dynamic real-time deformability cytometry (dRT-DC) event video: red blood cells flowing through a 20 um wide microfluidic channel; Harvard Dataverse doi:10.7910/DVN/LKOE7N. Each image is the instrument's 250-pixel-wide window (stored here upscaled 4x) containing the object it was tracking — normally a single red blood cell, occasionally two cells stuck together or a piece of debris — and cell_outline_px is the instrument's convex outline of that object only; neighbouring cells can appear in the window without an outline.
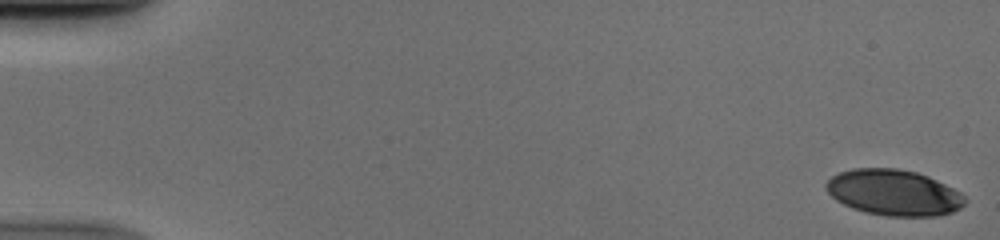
{"species": "human", "species_latin": "Homo sapiens", "temperature_condition": "cold", "stored_images_in_passage": 52, "camera_frame_rate_fps": 3000, "um_per_image_px": 0.085, "donor": {"sex": "male"}, "frame": {"image": 1, "passage_image": 1, "time_ms": 0.0, "image_size_px": [1000, 240], "cell_outline_px": [[968, 200], [960, 208], [952, 212], [936, 216], [888, 216], [864, 212], [852, 208], [836, 200], [824, 188], [824, 184], [832, 176], [840, 172], [852, 168], [896, 168], [916, 172], [928, 176], [960, 192]], "centroid_in_image_um": [75.96, 16.37], "position_along_channel_um": 9.0, "area_um2": 37.17}}
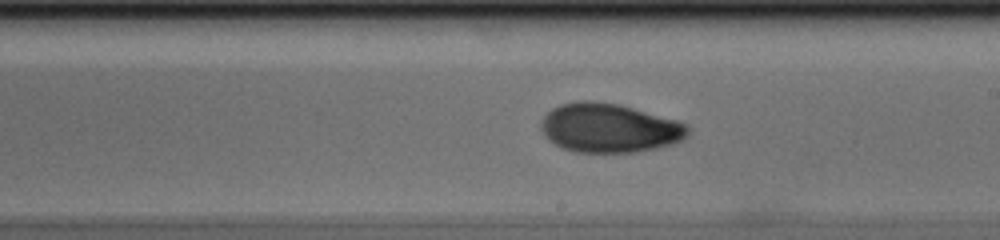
{"frame": {"image": 2, "passage_image": 31, "time_ms": 10.0, "image_size_px": [1000, 240], "cell_outline_px": [[688, 136], [684, 140], [672, 144], [656, 148], [636, 152], [576, 152], [564, 148], [548, 140], [544, 136], [540, 128], [540, 120], [552, 108], [560, 104], [580, 100], [592, 100], [620, 104], [676, 120], [688, 124]], "centroid_in_image_um": [51.78, 10.87], "position_along_channel_um": 237.2, "area_um2": 42.25}}
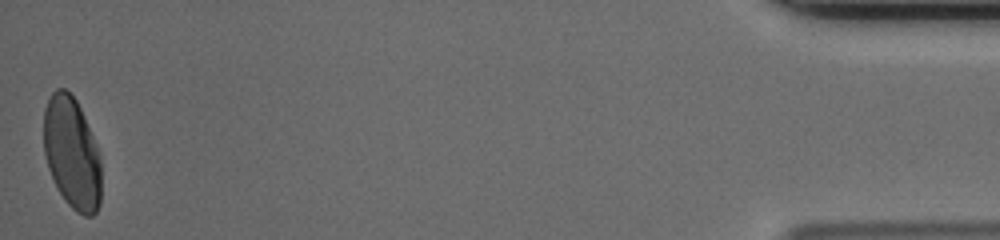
{"frame": {"image": 3, "passage_image": 52, "time_ms": 17.0, "image_size_px": [1000, 240], "cell_outline_px": [[100, 204], [96, 212], [92, 216], [84, 216], [76, 212], [64, 200], [48, 168], [44, 152], [44, 108], [52, 92], [56, 88], [64, 88], [76, 100], [84, 116], [92, 136], [100, 160]], "centroid_in_image_um": [6.1, 13.02], "position_along_channel_um": 429.1, "area_um2": 37.11}}